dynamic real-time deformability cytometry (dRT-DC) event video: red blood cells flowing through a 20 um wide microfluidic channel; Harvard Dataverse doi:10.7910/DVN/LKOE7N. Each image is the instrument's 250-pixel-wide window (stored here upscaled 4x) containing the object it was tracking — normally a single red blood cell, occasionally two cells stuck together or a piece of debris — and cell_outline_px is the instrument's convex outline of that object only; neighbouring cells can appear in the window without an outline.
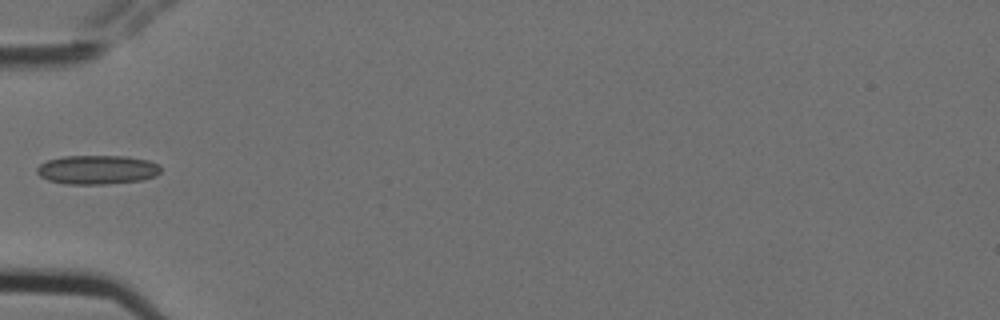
{"species": "Egyptian fruit bat (a non-hibernating species)", "species_latin": "Rousettus aegyptiacus", "temperature_condition": "cold", "stored_images_in_passage": 3, "camera_frame_rate_fps": 3000, "um_per_image_px": 0.085, "animal": {"sex": "female"}, "frame": {"image": 1, "passage_image": 3, "time_ms": 0.667, "image_size_px": [1000, 320], "cell_outline_px": [[160, 172], [156, 176], [140, 180], [104, 184], [64, 184], [48, 180], [40, 176], [36, 172], [36, 168], [40, 164], [48, 160], [64, 156], [124, 156], [148, 160], [160, 164]], "centroid_in_image_um": [8.25, 14.42], "position_along_channel_um": 76.7, "area_um2": 20.98}}